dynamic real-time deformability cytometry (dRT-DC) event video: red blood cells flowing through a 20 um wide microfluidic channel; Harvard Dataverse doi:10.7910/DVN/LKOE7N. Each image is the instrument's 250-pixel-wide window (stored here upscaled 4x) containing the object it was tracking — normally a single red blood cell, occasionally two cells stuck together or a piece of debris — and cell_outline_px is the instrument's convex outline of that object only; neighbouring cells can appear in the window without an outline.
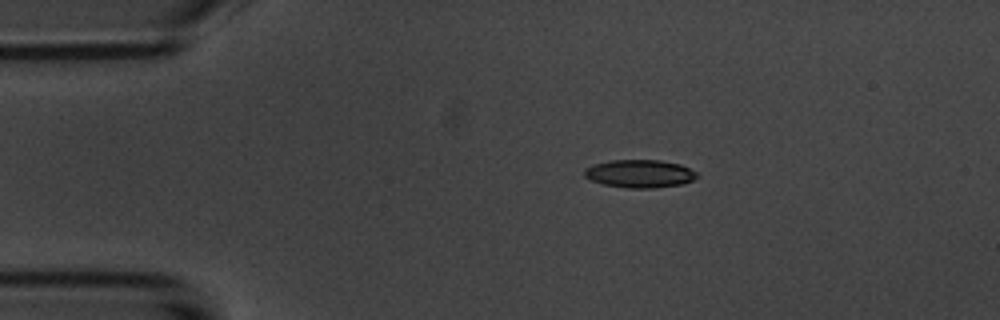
{"species": "common noctule bat (a hibernating species)", "species_latin": "Nyctalus noctula", "temperature_condition": "room temperature", "stored_images_in_passage": 16, "camera_frame_rate_fps": 3000, "um_per_image_px": 0.085, "animal": {"sex": "male", "body_mass_g": 20.1, "forearm_length_mm": 53.5}, "frame": {"image": 1, "passage_image": 10, "time_ms": 3.0, "image_size_px": [1000, 320], "cell_outline_px": [[700, 176], [684, 184], [656, 188], [628, 188], [604, 184], [592, 180], [584, 176], [584, 168], [592, 164], [612, 160], [660, 160], [680, 164], [696, 172]], "centroid_in_image_um": [54.39, 14.76], "position_along_channel_um": 30.6, "area_um2": 18.44}}